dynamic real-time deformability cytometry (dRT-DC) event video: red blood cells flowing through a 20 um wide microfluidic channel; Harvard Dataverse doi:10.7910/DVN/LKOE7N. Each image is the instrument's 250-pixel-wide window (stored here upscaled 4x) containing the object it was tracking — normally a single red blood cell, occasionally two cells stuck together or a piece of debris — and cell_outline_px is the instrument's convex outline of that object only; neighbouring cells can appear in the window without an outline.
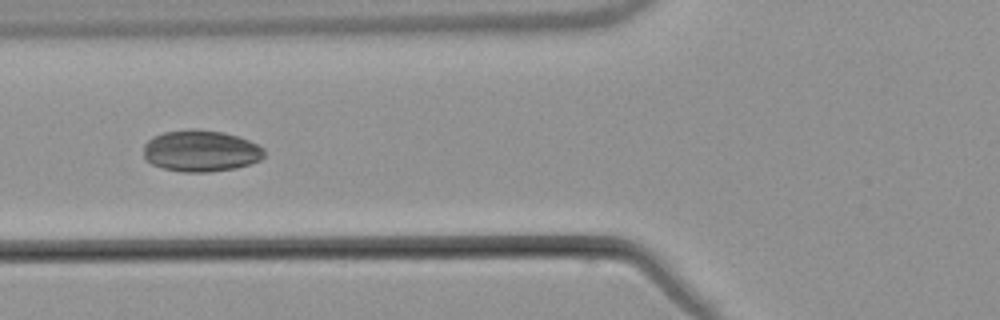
{"species": "common noctule bat (a hibernating species)", "species_latin": "Nyctalus noctula", "temperature_condition": "warm", "stored_images_in_passage": 6, "camera_frame_rate_fps": 3000, "um_per_image_px": 0.085, "animal": {"sex": "male", "body_mass_g": 21.5, "forearm_length_mm": 52.0}, "frame": {"image": 1, "passage_image": 5, "time_ms": 5.0, "image_size_px": [1000, 320], "cell_outline_px": [[264, 156], [260, 160], [236, 168], [208, 172], [184, 172], [164, 168], [152, 164], [144, 160], [144, 144], [152, 136], [164, 132], [192, 128], [196, 128], [224, 132], [260, 144], [264, 148]], "centroid_in_image_um": [17.06, 12.81], "position_along_channel_um": 108.7, "area_um2": 29.42}}
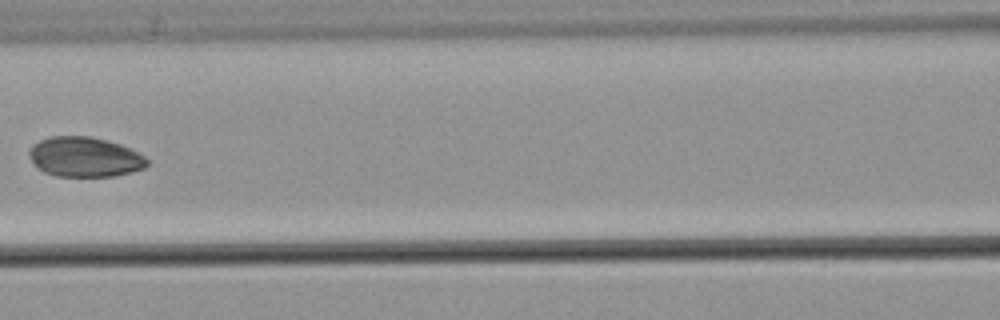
{"frame": {"image": 2, "passage_image": 6, "time_ms": 6.333, "image_size_px": [1000, 320], "cell_outline_px": [[148, 164], [144, 168], [132, 172], [112, 176], [56, 176], [44, 172], [36, 168], [28, 152], [32, 144], [48, 136], [92, 136], [120, 144], [144, 156], [148, 160]], "centroid_in_image_um": [7.17, 13.34], "position_along_channel_um": 159.4, "area_um2": 27.46}}